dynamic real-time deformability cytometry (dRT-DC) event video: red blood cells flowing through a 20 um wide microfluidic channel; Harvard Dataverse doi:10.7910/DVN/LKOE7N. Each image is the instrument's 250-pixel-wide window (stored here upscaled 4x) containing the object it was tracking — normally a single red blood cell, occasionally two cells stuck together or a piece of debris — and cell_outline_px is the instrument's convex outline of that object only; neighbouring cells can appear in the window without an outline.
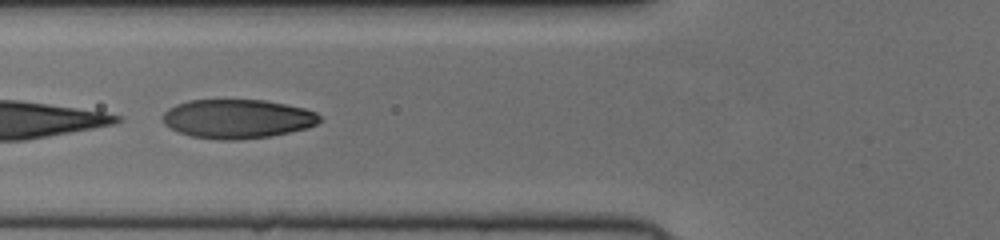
{"species": "human", "species_latin": "Homo sapiens", "temperature_condition": "cold", "stored_images_in_passage": 10, "camera_frame_rate_fps": 3000, "um_per_image_px": 0.085, "donor": {"sex": "female"}, "frame": {"image": 1, "passage_image": 6, "time_ms": 1.667, "image_size_px": [1000, 240], "cell_outline_px": [[324, 120], [308, 128], [272, 136], [240, 140], [220, 140], [192, 136], [180, 132], [164, 124], [160, 116], [168, 108], [176, 104], [188, 100], [264, 100], [304, 108], [316, 112]], "centroid_in_image_um": [20.19, 10.1], "position_along_channel_um": 105.6, "area_um2": 35.95}}